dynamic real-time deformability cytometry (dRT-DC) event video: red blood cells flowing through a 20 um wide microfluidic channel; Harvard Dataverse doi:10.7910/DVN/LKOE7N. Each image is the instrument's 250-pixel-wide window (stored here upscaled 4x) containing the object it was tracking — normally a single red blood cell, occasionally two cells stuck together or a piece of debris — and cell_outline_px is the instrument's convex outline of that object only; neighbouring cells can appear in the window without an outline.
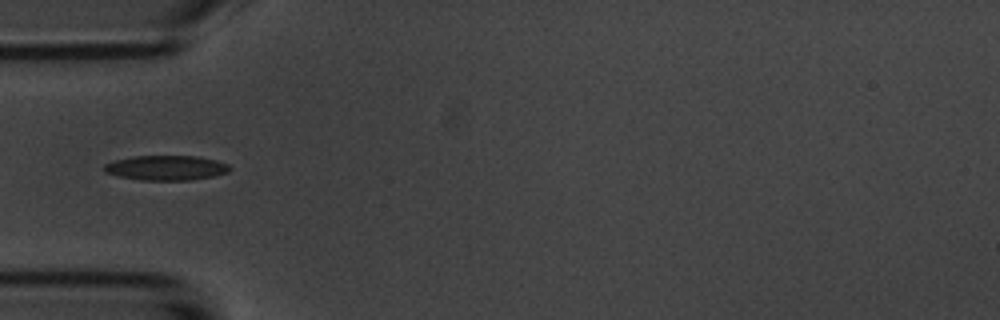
{"species": "common noctule bat (a hibernating species)", "species_latin": "Nyctalus noctula", "temperature_condition": "room temperature", "stored_images_in_passage": 8, "camera_frame_rate_fps": 3000, "um_per_image_px": 0.085, "animal": {"sex": "male", "body_mass_g": 20.1, "forearm_length_mm": 53.5}, "frame": {"image": 1, "passage_image": 4, "time_ms": 3.667, "image_size_px": [1000, 320], "cell_outline_px": [[232, 168], [228, 172], [212, 176], [192, 180], [140, 180], [120, 176], [104, 172], [104, 164], [116, 160], [132, 156], [200, 156], [216, 160], [228, 164]], "centroid_in_image_um": [14.14, 14.26], "position_along_channel_um": 70.9, "area_um2": 18.15}}
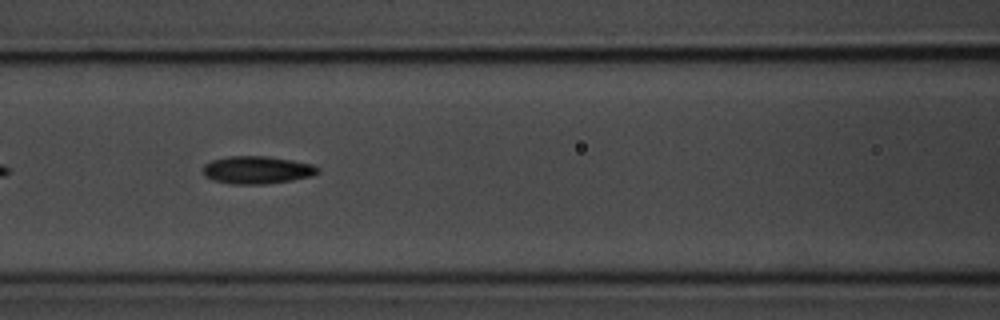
{"frame": {"image": 2, "passage_image": 6, "time_ms": 5.667, "image_size_px": [1000, 320], "cell_outline_px": [[320, 172], [312, 176], [292, 180], [264, 184], [232, 184], [216, 180], [204, 176], [204, 164], [212, 160], [228, 156], [268, 156], [292, 160], [312, 164], [320, 168]], "centroid_in_image_um": [21.88, 14.44], "position_along_channel_um": 144.7, "area_um2": 18.5}}
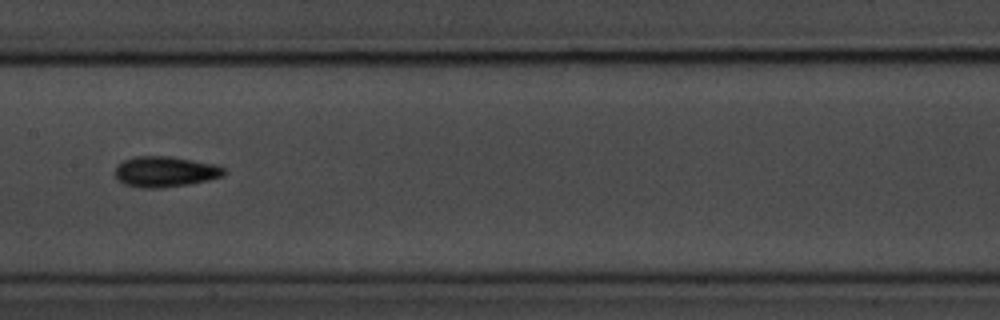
{"frame": {"image": 3, "passage_image": 7, "time_ms": 7.0, "image_size_px": [1000, 320], "cell_outline_px": [[228, 172], [224, 176], [208, 180], [188, 184], [160, 188], [144, 188], [124, 184], [116, 176], [116, 168], [124, 160], [136, 156], [172, 156], [216, 164], [224, 168]], "centroid_in_image_um": [14.1, 14.58], "position_along_channel_um": 193.3, "area_um2": 19.42}}